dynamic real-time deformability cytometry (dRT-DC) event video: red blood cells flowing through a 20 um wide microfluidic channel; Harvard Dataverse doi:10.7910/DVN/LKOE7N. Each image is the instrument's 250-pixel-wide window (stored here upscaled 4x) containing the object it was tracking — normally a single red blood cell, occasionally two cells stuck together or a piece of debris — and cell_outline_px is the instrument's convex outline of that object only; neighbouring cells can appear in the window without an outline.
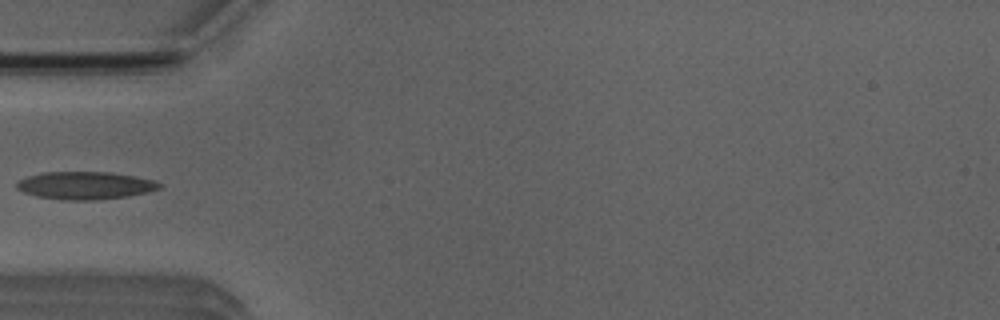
{"species": "Egyptian fruit bat (a non-hibernating species)", "species_latin": "Rousettus aegyptiacus", "temperature_condition": "room temperature", "stored_images_in_passage": 5, "camera_frame_rate_fps": 3000, "um_per_image_px": 0.085, "animal": {"sex": "male"}, "frame": {"image": 1, "passage_image": 4, "time_ms": 3.667, "image_size_px": [1000, 320], "cell_outline_px": [[164, 184], [160, 188], [148, 192], [128, 196], [96, 200], [64, 200], [36, 196], [24, 192], [16, 188], [16, 184], [20, 180], [28, 176], [44, 172], [112, 172], [136, 176], [156, 180]], "centroid_in_image_um": [7.3, 15.76], "position_along_channel_um": 77.7, "area_um2": 23.18}}